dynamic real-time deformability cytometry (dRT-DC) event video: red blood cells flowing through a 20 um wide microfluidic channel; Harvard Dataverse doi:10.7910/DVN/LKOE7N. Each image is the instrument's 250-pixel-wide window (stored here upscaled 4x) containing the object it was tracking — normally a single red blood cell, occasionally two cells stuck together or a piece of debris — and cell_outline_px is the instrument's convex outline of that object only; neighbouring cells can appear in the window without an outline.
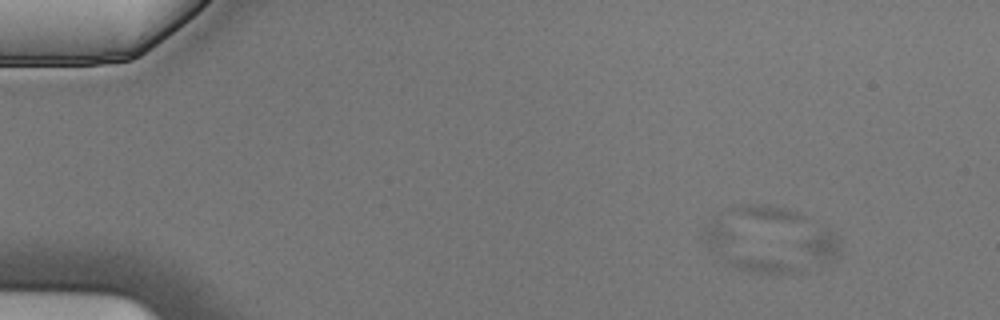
{"species": "Egyptian fruit bat (a non-hibernating species)", "species_latin": "Rousettus aegyptiacus", "temperature_condition": "cold", "stored_images_in_passage": 6, "camera_frame_rate_fps": 3000, "um_per_image_px": 0.085, "animal": {"sex": "male"}, "frame": {"image": 1, "passage_image": 3, "time_ms": 0.667, "image_size_px": [1000, 320], "cell_outline_px": [[840, 256], [836, 260], [788, 276], [752, 272], [732, 268], [732, 260], [812, 236], [840, 236]], "centroid_in_image_um": [67.33, 21.81], "position_along_channel_um": 17.7, "area_um2": 19.59}}